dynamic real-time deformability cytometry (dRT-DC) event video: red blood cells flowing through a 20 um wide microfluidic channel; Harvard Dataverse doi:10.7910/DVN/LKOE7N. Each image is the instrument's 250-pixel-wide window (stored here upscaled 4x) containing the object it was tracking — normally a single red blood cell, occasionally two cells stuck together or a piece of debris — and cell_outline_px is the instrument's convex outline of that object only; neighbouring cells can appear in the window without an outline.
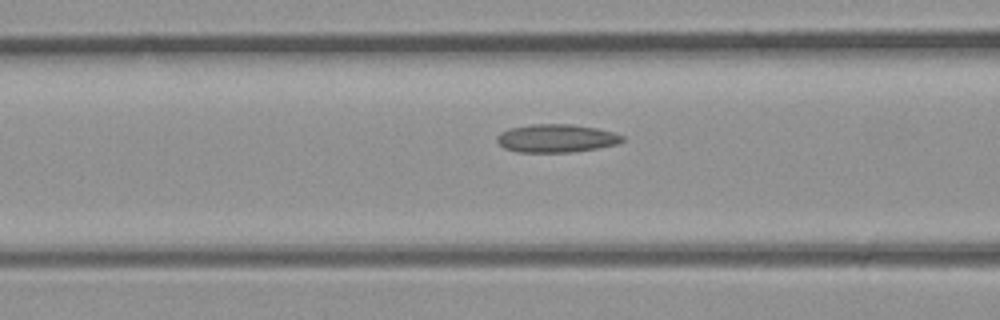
{"species": "common noctule bat (a hibernating species)", "species_latin": "Nyctalus noctula", "temperature_condition": "room temperature", "stored_images_in_passage": 6, "segment_of_instrument_passage": [1, 2], "camera_frame_rate_fps": 3000, "um_per_image_px": 0.085, "animal": {"sex": "male", "body_mass_g": 23.1, "forearm_length_mm": 52.7}, "frame": {"image": 1, "passage_image": 5, "time_ms": 1.333, "image_size_px": [1000, 320], "cell_outline_px": [[624, 140], [616, 144], [596, 148], [568, 152], [520, 152], [504, 148], [496, 140], [496, 136], [500, 132], [508, 128], [532, 124], [572, 124], [596, 128], [612, 132], [624, 136]], "centroid_in_image_um": [47.25, 11.74], "position_along_channel_um": 119.4, "area_um2": 20.46}}